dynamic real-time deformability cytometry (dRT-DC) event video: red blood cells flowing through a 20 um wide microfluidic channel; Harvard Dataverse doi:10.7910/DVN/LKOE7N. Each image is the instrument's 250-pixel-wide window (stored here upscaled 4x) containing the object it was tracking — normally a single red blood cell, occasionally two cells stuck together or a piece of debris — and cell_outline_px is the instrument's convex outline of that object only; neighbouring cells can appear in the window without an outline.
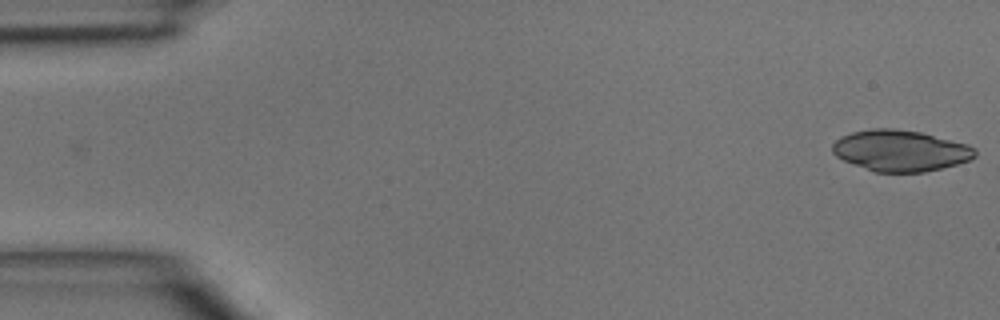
{"species": "common noctule bat (a hibernating species)", "species_latin": "Nyctalus noctula", "temperature_condition": "room temperature", "stored_images_in_passage": 45, "camera_frame_rate_fps": 3000, "um_per_image_px": 0.085, "animal": {"sex": "male", "body_mass_g": 15.6}, "frame": {"image": 1, "passage_image": 1, "time_ms": 0.0, "image_size_px": [1000, 320], "cell_outline_px": [[976, 156], [968, 160], [956, 164], [924, 172], [876, 172], [844, 160], [836, 156], [832, 152], [832, 144], [840, 136], [852, 132], [872, 128], [892, 128], [920, 132], [968, 144], [976, 148]], "centroid_in_image_um": [76.53, 12.79], "position_along_channel_um": 8.5, "area_um2": 34.04}}